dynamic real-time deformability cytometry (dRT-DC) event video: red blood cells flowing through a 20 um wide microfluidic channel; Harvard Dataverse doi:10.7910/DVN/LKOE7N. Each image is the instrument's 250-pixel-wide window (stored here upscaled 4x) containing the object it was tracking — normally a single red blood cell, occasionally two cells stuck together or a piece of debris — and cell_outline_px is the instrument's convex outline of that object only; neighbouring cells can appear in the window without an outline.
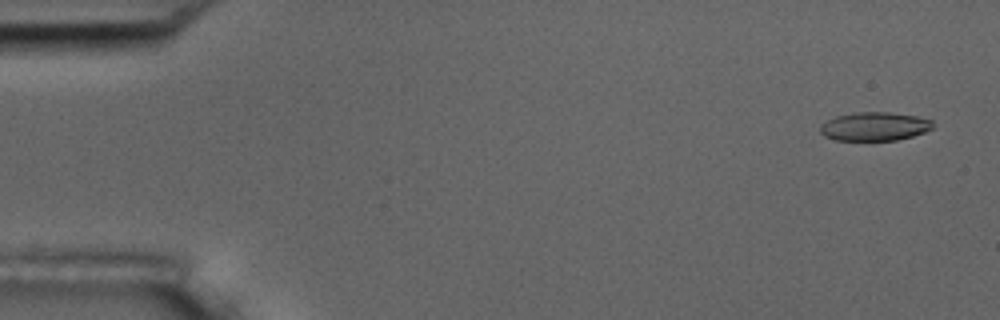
{"species": "common noctule bat (a hibernating species)", "species_latin": "Nyctalus noctula", "temperature_condition": "room temperature", "stored_images_in_passage": 5, "camera_frame_rate_fps": 3000, "um_per_image_px": 0.085, "animal": {"sex": "male", "body_mass_g": 17.5, "forearm_length_mm": 52.3}, "frame": {"image": 1, "passage_image": 1, "time_ms": 0.0, "image_size_px": [1000, 320], "cell_outline_px": [[932, 128], [924, 132], [912, 136], [896, 140], [836, 140], [824, 136], [820, 132], [820, 124], [836, 116], [856, 112], [888, 112], [916, 116], [932, 120]], "centroid_in_image_um": [74.31, 10.74], "position_along_channel_um": 10.7, "area_um2": 18.67}}
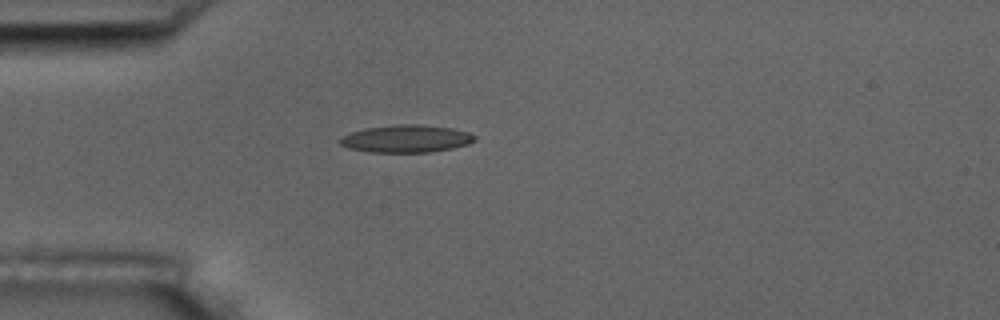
{"frame": {"image": 2, "passage_image": 5, "time_ms": 4.333, "image_size_px": [1000, 320], "cell_outline_px": [[476, 140], [468, 144], [452, 148], [428, 152], [368, 152], [348, 148], [340, 144], [336, 140], [352, 132], [368, 128], [396, 124], [420, 124], [452, 128], [468, 132], [476, 136]], "centroid_in_image_um": [34.53, 11.79], "position_along_channel_um": 50.5, "area_um2": 21.56}}